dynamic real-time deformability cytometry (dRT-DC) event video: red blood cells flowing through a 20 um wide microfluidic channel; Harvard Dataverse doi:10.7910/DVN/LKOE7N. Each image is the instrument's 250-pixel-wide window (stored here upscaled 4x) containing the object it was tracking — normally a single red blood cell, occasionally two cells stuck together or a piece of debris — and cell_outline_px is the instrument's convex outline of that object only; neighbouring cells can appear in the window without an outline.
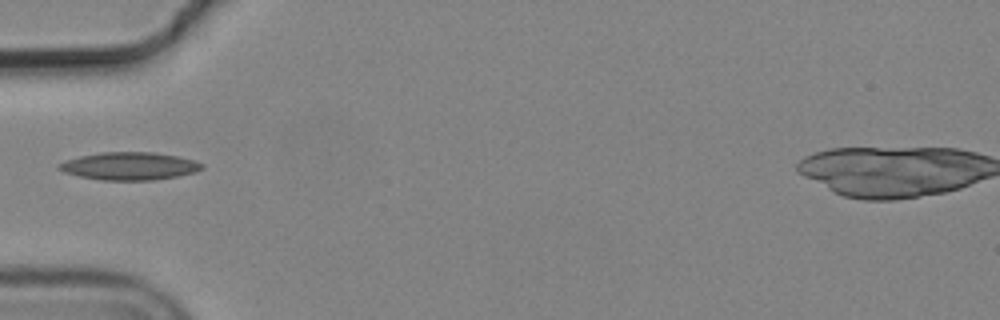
{"species": "common noctule bat (a hibernating species)", "species_latin": "Nyctalus noctula", "temperature_condition": "cold", "stored_images_in_passage": 9, "camera_frame_rate_fps": 3000, "um_per_image_px": 0.085, "animal": {"sex": "male", "body_mass_g": 19.2, "forearm_length_mm": 51.8}, "frame": {"image": 1, "passage_image": 8, "time_ms": 2.333, "image_size_px": [1000, 320], "cell_outline_px": [[204, 168], [196, 172], [176, 176], [152, 180], [100, 180], [80, 176], [64, 172], [56, 168], [56, 164], [80, 156], [100, 152], [152, 152], [176, 156], [192, 160], [204, 164]], "centroid_in_image_um": [10.98, 14.12], "position_along_channel_um": 74.0, "area_um2": 23.0}}
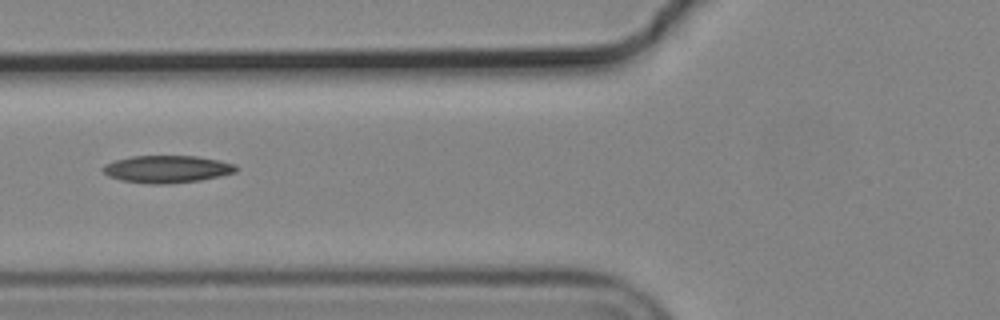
{"frame": {"image": 2, "passage_image": 9, "time_ms": 2.667, "image_size_px": [1000, 320], "cell_outline_px": [[236, 172], [220, 176], [200, 180], [164, 184], [152, 184], [120, 180], [108, 176], [100, 168], [104, 164], [116, 160], [132, 156], [196, 156], [236, 164]], "centroid_in_image_um": [14.16, 14.37], "position_along_channel_um": 111.6, "area_um2": 21.1}}